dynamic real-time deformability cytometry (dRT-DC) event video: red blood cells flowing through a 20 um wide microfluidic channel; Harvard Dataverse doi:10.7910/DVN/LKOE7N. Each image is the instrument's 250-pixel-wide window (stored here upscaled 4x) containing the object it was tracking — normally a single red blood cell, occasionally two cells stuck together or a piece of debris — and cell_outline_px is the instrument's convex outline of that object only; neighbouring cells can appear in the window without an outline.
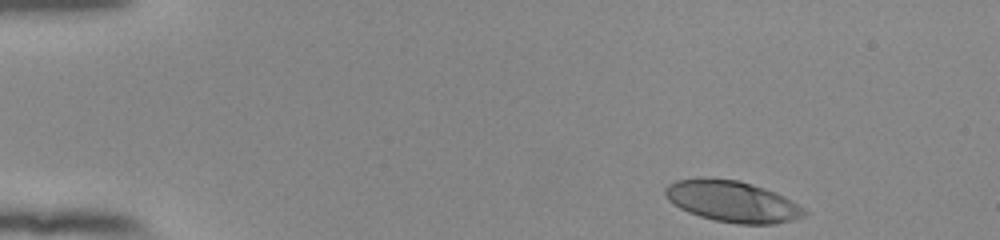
{"species": "human", "species_latin": "Homo sapiens", "temperature_condition": "room temperature", "stored_images_in_passage": 47, "camera_frame_rate_fps": 3000, "um_per_image_px": 0.085, "donor": {"sex": "female"}, "frame": {"image": 1, "passage_image": 1, "time_ms": 0.0, "image_size_px": [1000, 240], "cell_outline_px": [[808, 212], [804, 216], [792, 220], [776, 224], [736, 224], [716, 220], [700, 216], [688, 212], [672, 204], [668, 200], [664, 192], [664, 188], [668, 184], [676, 180], [740, 180], [776, 192], [784, 196], [804, 208]], "centroid_in_image_um": [62.28, 17.15], "position_along_channel_um": 22.7, "area_um2": 32.89}}
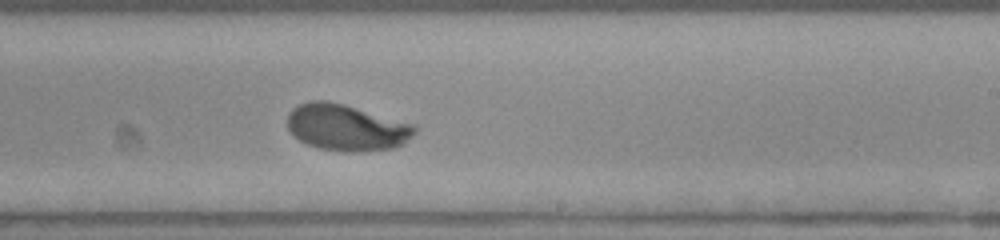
{"frame": {"image": 2, "passage_image": 27, "time_ms": 8.667, "image_size_px": [1000, 240], "cell_outline_px": [[416, 132], [404, 144], [396, 148], [364, 152], [352, 152], [320, 148], [308, 144], [300, 140], [288, 128], [288, 112], [292, 108], [300, 104], [312, 100], [328, 100], [344, 104], [416, 124]], "centroid_in_image_um": [29.5, 10.83], "position_along_channel_um": 259.5, "area_um2": 34.62}}
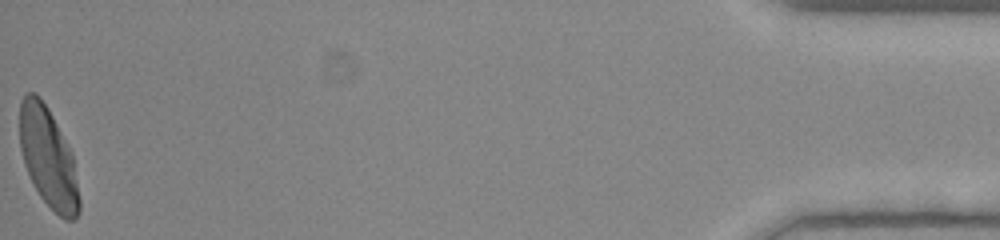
{"frame": {"image": 3, "passage_image": 47, "time_ms": 15.333, "image_size_px": [1000, 240], "cell_outline_px": [[80, 212], [72, 220], [64, 220], [40, 196], [24, 164], [20, 148], [20, 100], [24, 92], [36, 92], [40, 96], [48, 108], [72, 152], [80, 200]], "centroid_in_image_um": [4.09, 13.36], "position_along_channel_um": 431.1, "area_um2": 34.51}, "authors_computed_cell_mechanics": {"area_um2": 33.813, "velocity_mm_per_s": 3.9268, "shape_relaxation_time_tau1_ms": 2.4703, "shape_relaxation_time_tau2_ms": null, "deformation_change_tau1": 0.2003, "deformation_change_tau2": null}}